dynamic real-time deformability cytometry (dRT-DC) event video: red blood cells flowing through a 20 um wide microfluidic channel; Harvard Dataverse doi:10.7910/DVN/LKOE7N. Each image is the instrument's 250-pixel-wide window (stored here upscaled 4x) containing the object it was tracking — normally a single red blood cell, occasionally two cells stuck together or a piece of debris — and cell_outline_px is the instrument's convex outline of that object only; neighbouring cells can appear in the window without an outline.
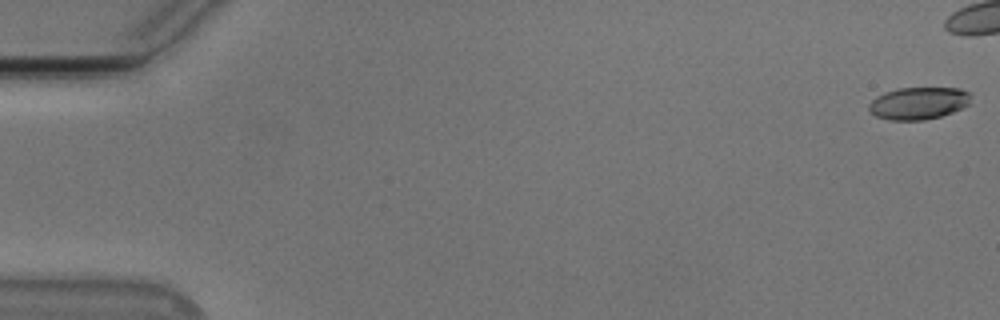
{"species": "Egyptian fruit bat (a non-hibernating species)", "species_latin": "Rousettus aegyptiacus", "temperature_condition": "cold", "stored_images_in_passage": 9, "camera_frame_rate_fps": 3000, "um_per_image_px": 0.085, "animal": {"sex": "male"}, "frame": {"image": 1, "passage_image": 1, "time_ms": 0.0, "image_size_px": [1000, 320], "cell_outline_px": [[972, 96], [968, 104], [952, 112], [940, 116], [924, 120], [888, 120], [876, 116], [868, 108], [868, 104], [876, 96], [884, 92], [896, 88], [960, 88], [972, 92]], "centroid_in_image_um": [78.07, 8.76], "position_along_channel_um": 6.9, "area_um2": 19.31}}